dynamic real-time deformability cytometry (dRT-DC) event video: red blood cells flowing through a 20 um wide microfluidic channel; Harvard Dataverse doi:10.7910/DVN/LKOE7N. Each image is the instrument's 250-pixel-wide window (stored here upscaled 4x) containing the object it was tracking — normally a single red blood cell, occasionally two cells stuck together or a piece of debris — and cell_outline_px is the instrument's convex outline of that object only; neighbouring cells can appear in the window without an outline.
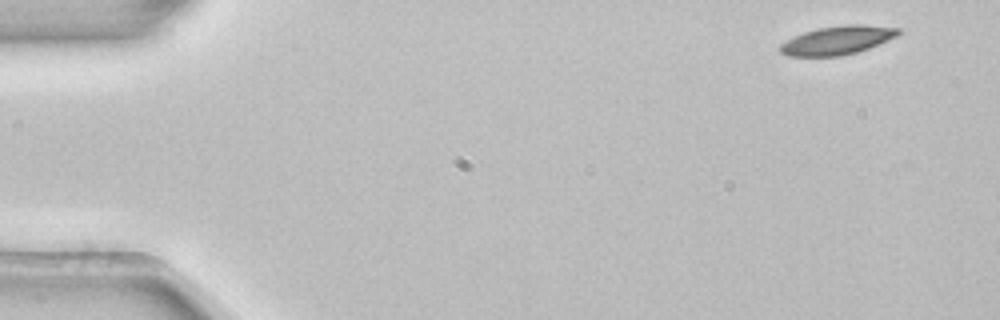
{"species": "common noctule bat (a hibernating species)", "species_latin": "Nyctalus noctula", "temperature_condition": "room temperature", "stored_images_in_passage": 51, "camera_frame_rate_fps": 3000, "um_per_image_px": 0.085, "animal": {"sex": "female", "body_mass_g": 22.7, "forearm_length_mm": 54.2}, "frame": {"image": 1, "passage_image": 1, "time_ms": 0.0, "image_size_px": [1000, 320], "cell_outline_px": [[900, 32], [896, 36], [868, 48], [856, 52], [840, 56], [788, 56], [780, 52], [780, 44], [804, 32], [820, 28], [848, 24], [860, 24], [900, 28]], "centroid_in_image_um": [71.18, 3.42], "position_along_channel_um": 13.8, "area_um2": 19.31}}
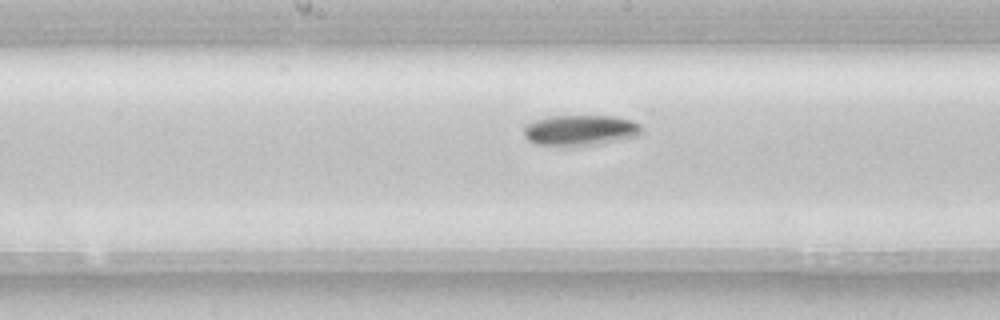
{"frame": {"image": 2, "passage_image": 25, "time_ms": 8.0, "image_size_px": [1000, 320], "cell_outline_px": [[644, 132], [640, 136], [596, 144], [560, 148], [536, 144], [528, 140], [524, 136], [524, 128], [528, 124], [536, 120], [552, 116], [616, 116], [632, 120], [640, 124]], "centroid_in_image_um": [49.35, 11.1], "position_along_channel_um": 198.9, "area_um2": 21.5}}
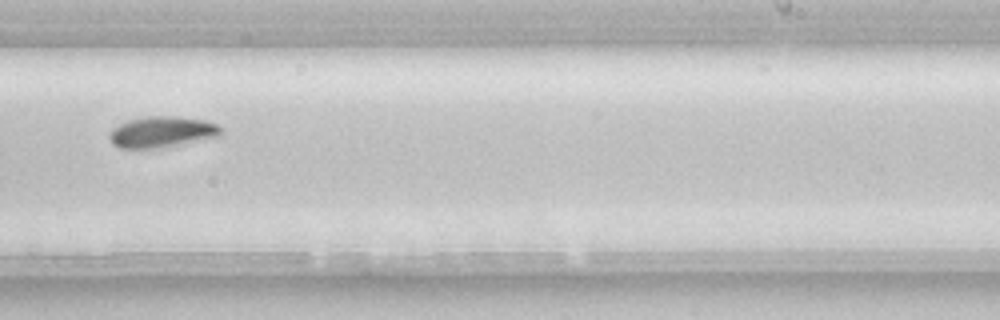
{"frame": {"image": 3, "passage_image": 31, "time_ms": 10.0, "image_size_px": [1000, 320], "cell_outline_px": [[224, 136], [160, 148], [120, 148], [112, 144], [108, 140], [108, 132], [112, 128], [128, 120], [144, 116], [176, 116], [204, 120], [216, 124], [224, 132]], "centroid_in_image_um": [13.76, 11.22], "position_along_channel_um": 275.2, "area_um2": 20.58}, "authors_computed_cell_mechanics": {"area_um2": 20.1722, "velocity_mm_per_s": 3.8401, "shape_relaxation_time_tau1_ms": 4.8867, "shape_relaxation_time_tau2_ms": null, "deformation_change_tau1": 0.1053, "deformation_change_tau2": null}}